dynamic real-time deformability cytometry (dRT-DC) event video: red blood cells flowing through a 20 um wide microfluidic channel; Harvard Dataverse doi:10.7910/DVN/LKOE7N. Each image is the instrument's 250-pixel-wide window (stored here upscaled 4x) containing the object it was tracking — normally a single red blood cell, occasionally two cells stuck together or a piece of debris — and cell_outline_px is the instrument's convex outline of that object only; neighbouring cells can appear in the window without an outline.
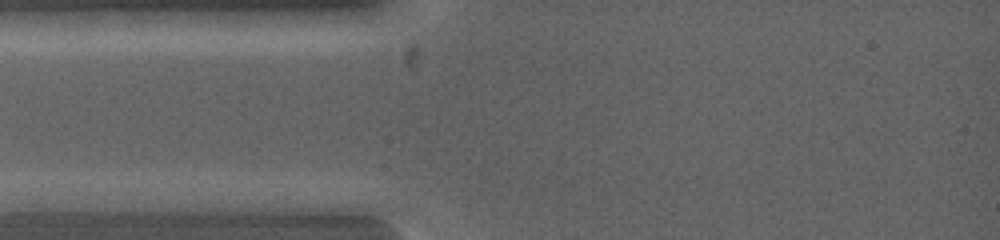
{"species": "common noctule bat (a hibernating species)", "species_latin": "Nyctalus noctula", "temperature_condition": "warm", "stored_images_in_passage": 2, "camera_frame_rate_fps": 5000, "um_per_image_px": 0.085, "animal": {"sex": "female", "body_mass_g": 19.0, "forearm_length_mm": 53.3}, "frame": {"image": 1, "passage_image": 1, "time_ms": 0.0, "image_size_px": [1000, 240], "cell_outline_px": [[124, 200], [68, 212], [40, 212], [12, 200], [28, 192], [104, 192]], "centroid_in_image_um": [5.49, 17.06], "position_along_channel_um": 79.5, "area_um2": 11.5}}